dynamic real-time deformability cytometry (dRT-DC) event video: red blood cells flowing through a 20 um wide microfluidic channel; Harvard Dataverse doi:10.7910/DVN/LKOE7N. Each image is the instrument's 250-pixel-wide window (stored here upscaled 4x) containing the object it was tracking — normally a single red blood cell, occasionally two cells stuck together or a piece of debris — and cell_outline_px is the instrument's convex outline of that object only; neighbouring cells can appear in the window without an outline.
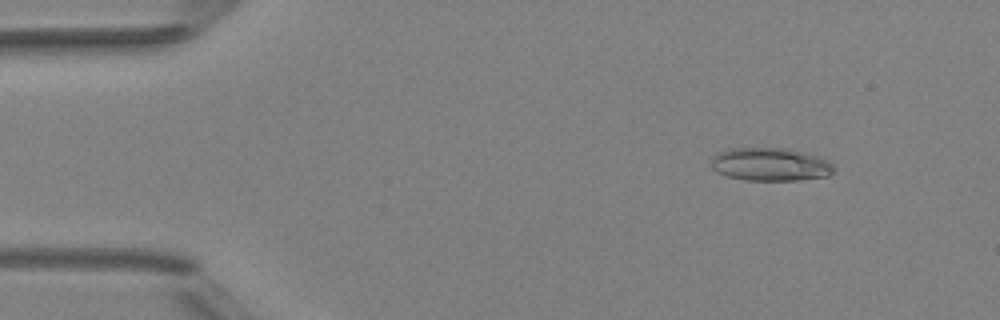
{"species": "Egyptian fruit bat (a non-hibernating species)", "species_latin": "Rousettus aegyptiacus", "temperature_condition": "room temperature", "stored_images_in_passage": 5, "camera_frame_rate_fps": 3000, "um_per_image_px": 0.085, "animal": {"sex": "female"}, "frame": {"image": 1, "passage_image": 2, "time_ms": 1.333, "image_size_px": [1000, 320], "cell_outline_px": [[832, 172], [828, 176], [796, 180], [748, 180], [728, 176], [716, 172], [712, 168], [712, 156], [716, 152], [728, 148], [784, 148], [816, 156], [828, 160], [832, 164]], "centroid_in_image_um": [65.42, 13.97], "position_along_channel_um": 19.6, "area_um2": 23.47}}